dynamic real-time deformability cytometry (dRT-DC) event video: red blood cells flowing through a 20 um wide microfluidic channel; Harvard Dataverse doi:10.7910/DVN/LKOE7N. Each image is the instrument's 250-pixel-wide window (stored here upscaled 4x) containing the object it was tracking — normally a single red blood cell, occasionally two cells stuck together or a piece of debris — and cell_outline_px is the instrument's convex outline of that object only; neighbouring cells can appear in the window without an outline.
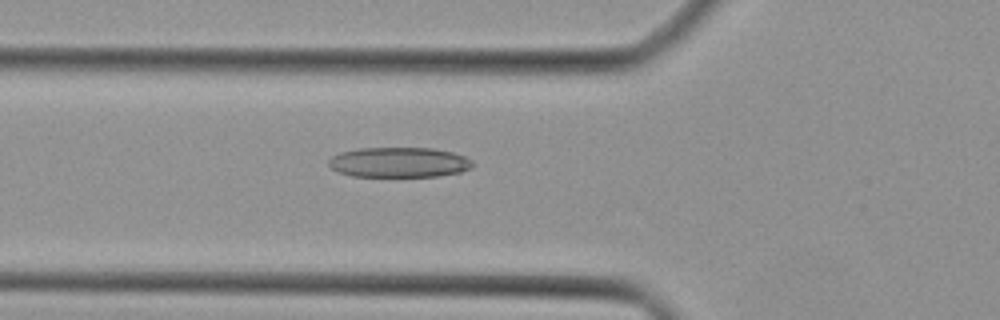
{"species": "Egyptian fruit bat (a non-hibernating species)", "species_latin": "Rousettus aegyptiacus", "temperature_condition": "cold", "stored_images_in_passage": 40, "camera_frame_rate_fps": 3000, "um_per_image_px": 0.085, "animal": {"sex": "female"}, "frame": {"image": 1, "passage_image": 12, "time_ms": 3.667, "image_size_px": [1000, 320], "cell_outline_px": [[472, 168], [460, 172], [440, 176], [352, 176], [340, 172], [332, 168], [328, 164], [328, 160], [332, 156], [340, 152], [360, 148], [432, 148], [452, 152], [464, 156], [472, 160]], "centroid_in_image_um": [33.92, 13.79], "position_along_channel_um": 91.9, "area_um2": 25.2}}
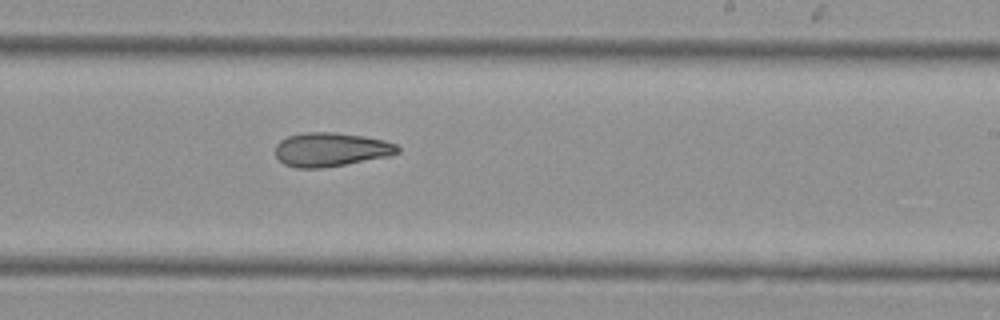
{"frame": {"image": 2, "passage_image": 23, "time_ms": 7.333, "image_size_px": [1000, 320], "cell_outline_px": [[400, 152], [388, 156], [344, 164], [320, 168], [296, 168], [284, 164], [276, 156], [276, 144], [280, 140], [288, 136], [304, 132], [332, 132], [364, 136], [384, 140], [396, 144], [400, 148]], "centroid_in_image_um": [28.11, 12.7], "position_along_channel_um": 260.9, "area_um2": 24.04}}
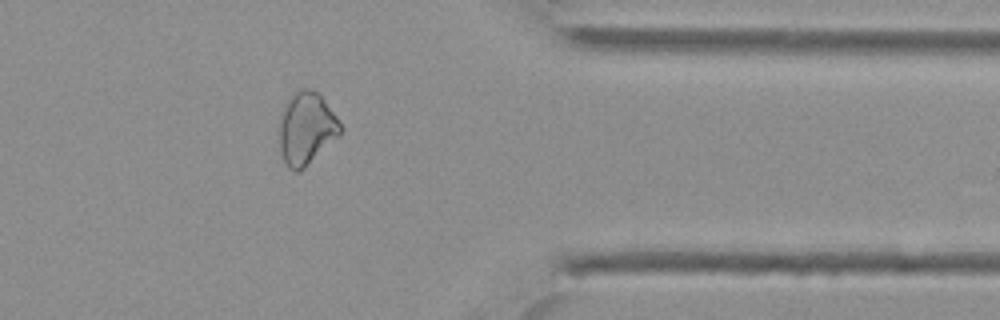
{"frame": {"image": 3, "passage_image": 32, "time_ms": 10.333, "image_size_px": [1000, 320], "cell_outline_px": [[344, 128], [304, 168], [296, 172], [292, 172], [288, 168], [280, 152], [276, 128], [284, 104], [292, 92], [300, 88], [312, 88], [320, 96], [336, 116]], "centroid_in_image_um": [25.95, 10.89], "position_along_channel_um": 385.5, "area_um2": 25.95}}